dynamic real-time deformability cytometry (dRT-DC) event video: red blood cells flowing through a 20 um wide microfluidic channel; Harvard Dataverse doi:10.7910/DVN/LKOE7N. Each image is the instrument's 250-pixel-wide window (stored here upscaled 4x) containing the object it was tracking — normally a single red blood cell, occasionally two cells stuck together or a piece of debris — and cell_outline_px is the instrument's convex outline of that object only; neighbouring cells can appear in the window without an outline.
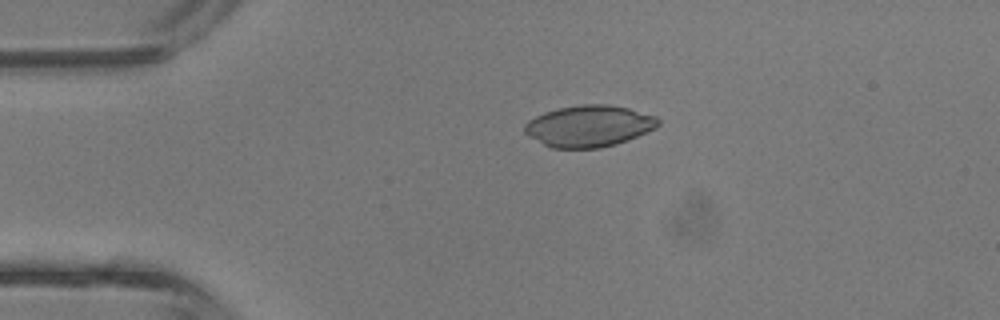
{"species": "common noctule bat (a hibernating species)", "species_latin": "Nyctalus noctula", "temperature_condition": "room temperature", "stored_images_in_passage": 29, "camera_frame_rate_fps": 3000, "um_per_image_px": 0.085, "animal": {"sex": "male", "body_mass_g": 13.3}, "frame": {"image": 1, "passage_image": 1, "time_ms": 0.0, "image_size_px": [1000, 320], "cell_outline_px": [[660, 124], [656, 128], [616, 144], [600, 148], [552, 148], [528, 136], [524, 132], [524, 124], [528, 120], [544, 112], [556, 108], [580, 104], [608, 104], [628, 108], [656, 116], [660, 120]], "centroid_in_image_um": [50.05, 10.7], "position_along_channel_um": 35.0, "area_um2": 32.37}}
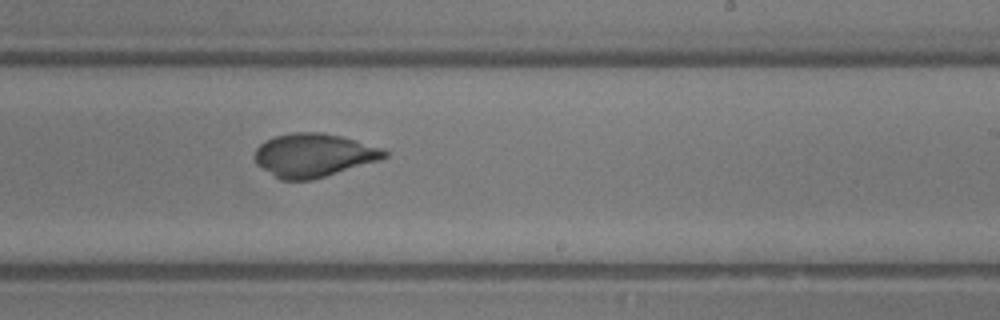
{"frame": {"image": 2, "passage_image": 17, "time_ms": 5.333, "image_size_px": [1000, 320], "cell_outline_px": [[388, 156], [380, 160], [312, 180], [280, 180], [256, 164], [256, 148], [260, 144], [276, 136], [292, 132], [320, 132], [340, 136], [356, 140], [384, 148], [388, 152]], "centroid_in_image_um": [26.69, 13.19], "position_along_channel_um": 262.3, "area_um2": 32.71}}
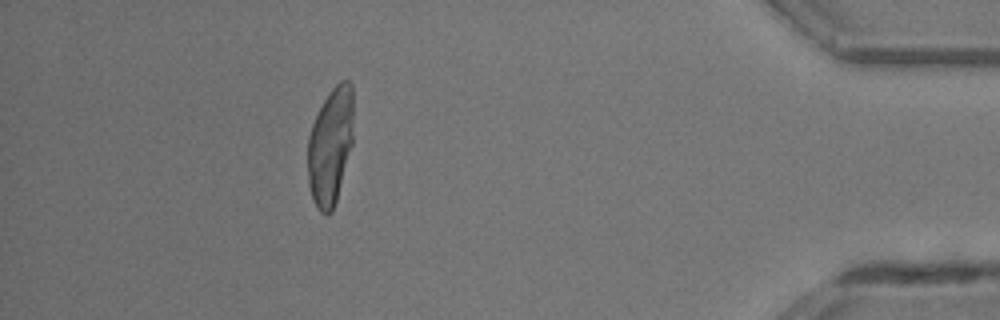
{"frame": {"image": 3, "passage_image": 29, "time_ms": 9.333, "image_size_px": [1000, 320], "cell_outline_px": [[352, 144], [336, 200], [332, 212], [328, 216], [320, 212], [312, 200], [308, 184], [308, 136], [312, 124], [328, 92], [340, 80], [348, 80], [352, 84]], "centroid_in_image_um": [28.07, 12.43], "position_along_channel_um": 407.1, "area_um2": 31.15}}